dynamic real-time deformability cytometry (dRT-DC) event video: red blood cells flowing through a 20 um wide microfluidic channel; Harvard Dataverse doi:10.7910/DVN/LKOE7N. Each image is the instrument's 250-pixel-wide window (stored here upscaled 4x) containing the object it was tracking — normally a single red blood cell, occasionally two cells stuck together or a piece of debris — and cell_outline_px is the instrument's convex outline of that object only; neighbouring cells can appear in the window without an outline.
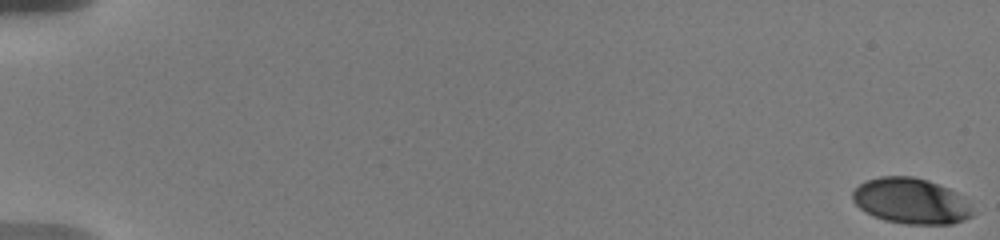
{"species": "human", "species_latin": "Homo sapiens", "temperature_condition": "warm", "stored_images_in_passage": 10, "camera_frame_rate_fps": 3000, "um_per_image_px": 0.085, "donor": {"sex": "male"}, "frame": {"image": 1, "passage_image": 1, "time_ms": 0.0, "image_size_px": [1000, 240], "cell_outline_px": [[976, 212], [972, 216], [964, 220], [952, 224], [904, 224], [884, 220], [872, 216], [860, 208], [852, 200], [852, 192], [864, 180], [880, 176], [912, 176], [928, 180], [948, 188], [956, 192]], "centroid_in_image_um": [77.42, 17.09], "position_along_channel_um": 7.6, "area_um2": 32.14}}
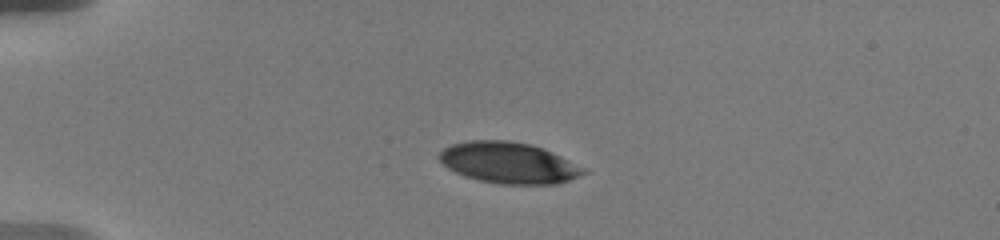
{"frame": {"image": 2, "passage_image": 6, "time_ms": 5.0, "image_size_px": [1000, 240], "cell_outline_px": [[588, 172], [568, 180], [556, 184], [500, 184], [480, 180], [464, 176], [448, 168], [436, 156], [444, 148], [452, 144], [464, 140], [512, 140], [532, 144], [544, 148], [588, 168]], "centroid_in_image_um": [43.26, 13.82], "position_along_channel_um": 41.7, "area_um2": 34.97}}
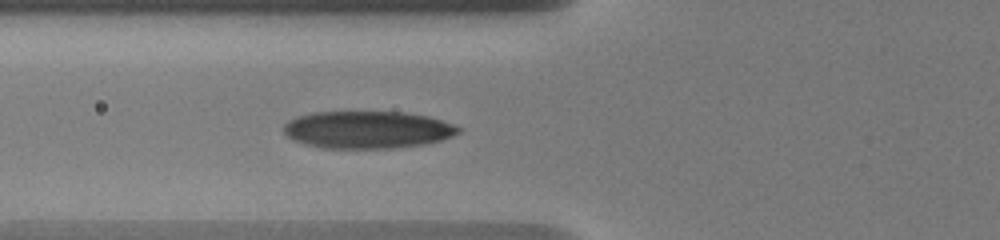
{"frame": {"image": 3, "passage_image": 10, "time_ms": 7.667, "image_size_px": [1000, 240], "cell_outline_px": [[460, 132], [452, 136], [440, 140], [424, 144], [392, 148], [324, 148], [304, 144], [292, 140], [284, 132], [284, 124], [288, 120], [296, 116], [312, 112], [404, 112], [428, 116], [452, 124], [460, 128]], "centroid_in_image_um": [31.19, 11.02], "position_along_channel_um": 94.6, "area_um2": 38.03}}